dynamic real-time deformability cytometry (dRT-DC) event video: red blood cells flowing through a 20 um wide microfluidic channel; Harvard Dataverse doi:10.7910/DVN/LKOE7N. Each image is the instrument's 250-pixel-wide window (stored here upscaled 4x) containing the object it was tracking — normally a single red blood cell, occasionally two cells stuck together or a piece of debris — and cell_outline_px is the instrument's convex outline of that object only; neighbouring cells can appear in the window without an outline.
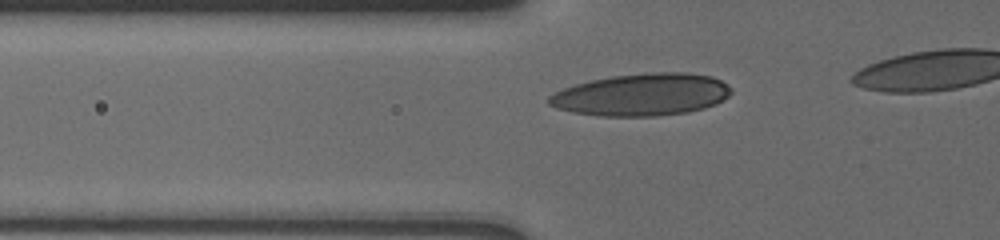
{"species": "human", "species_latin": "Homo sapiens", "temperature_condition": "cold", "stored_images_in_passage": 8, "camera_frame_rate_fps": 3000, "um_per_image_px": 0.085, "donor": {"sex": "male"}, "frame": {"image": 1, "passage_image": 6, "time_ms": 3.333, "image_size_px": [1000, 240], "cell_outline_px": [[732, 92], [728, 96], [716, 104], [704, 108], [688, 112], [656, 116], [600, 116], [572, 112], [556, 108], [548, 104], [548, 96], [564, 88], [576, 84], [592, 80], [612, 76], [648, 72], [688, 72], [712, 76], [720, 80], [732, 88]], "centroid_in_image_um": [54.57, 8.04], "position_along_channel_um": 71.2, "area_um2": 44.97}}